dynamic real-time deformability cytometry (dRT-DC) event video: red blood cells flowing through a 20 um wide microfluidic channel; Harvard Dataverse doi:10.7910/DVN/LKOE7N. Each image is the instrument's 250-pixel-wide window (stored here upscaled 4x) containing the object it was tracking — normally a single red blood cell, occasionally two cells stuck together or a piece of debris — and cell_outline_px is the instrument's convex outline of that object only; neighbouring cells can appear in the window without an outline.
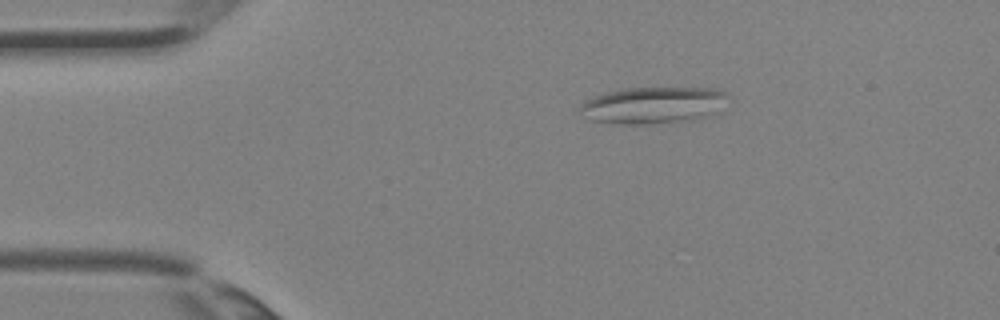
{"species": "Egyptian fruit bat (a non-hibernating species)", "species_latin": "Rousettus aegyptiacus", "temperature_condition": "room temperature", "stored_images_in_passage": 3, "camera_frame_rate_fps": 3000, "um_per_image_px": 0.085, "animal": {"sex": "female"}, "frame": {"image": 1, "passage_image": 3, "time_ms": 0.667, "image_size_px": [1000, 320], "cell_outline_px": [[732, 100], [712, 116], [692, 120], [644, 124], [616, 124], [592, 120], [580, 116], [576, 108], [584, 100], [604, 92], [620, 88], [716, 88], [728, 92]], "centroid_in_image_um": [55.54, 8.94], "position_along_channel_um": 29.5, "area_um2": 32.77}}